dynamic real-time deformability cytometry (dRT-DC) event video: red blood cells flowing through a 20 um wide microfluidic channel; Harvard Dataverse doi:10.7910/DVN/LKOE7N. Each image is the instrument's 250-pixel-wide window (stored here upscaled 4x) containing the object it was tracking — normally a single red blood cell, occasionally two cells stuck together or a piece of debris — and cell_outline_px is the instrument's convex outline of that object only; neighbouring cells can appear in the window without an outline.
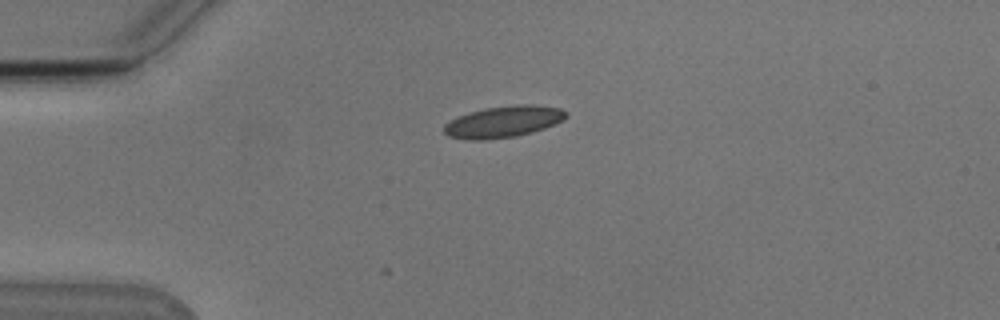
{"species": "Egyptian fruit bat (a non-hibernating species)", "species_latin": "Rousettus aegyptiacus", "temperature_condition": "cold", "stored_images_in_passage": 5, "camera_frame_rate_fps": 3000, "um_per_image_px": 0.085, "animal": {"sex": "male"}, "frame": {"image": 1, "passage_image": 1, "time_ms": 0.0, "image_size_px": [1000, 320], "cell_outline_px": [[568, 116], [564, 120], [556, 124], [532, 132], [516, 136], [484, 140], [468, 140], [448, 136], [444, 132], [444, 124], [460, 116], [484, 108], [516, 104], [532, 104], [560, 108], [568, 112]], "centroid_in_image_um": [42.84, 10.34], "position_along_channel_um": 42.2, "area_um2": 22.43}}